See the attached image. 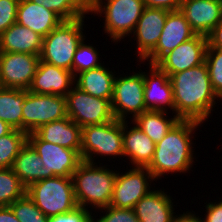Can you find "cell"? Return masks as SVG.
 <instances>
[{
	"instance_id": "e575fe53",
	"label": "cell",
	"mask_w": 222,
	"mask_h": 222,
	"mask_svg": "<svg viewBox=\"0 0 222 222\" xmlns=\"http://www.w3.org/2000/svg\"><path fill=\"white\" fill-rule=\"evenodd\" d=\"M97 211H100L104 215H101V217L99 215L98 218L95 216V213H92L93 222H140L135 214L134 209L116 208L109 205L103 208H99Z\"/></svg>"
},
{
	"instance_id": "6da1fadb",
	"label": "cell",
	"mask_w": 222,
	"mask_h": 222,
	"mask_svg": "<svg viewBox=\"0 0 222 222\" xmlns=\"http://www.w3.org/2000/svg\"><path fill=\"white\" fill-rule=\"evenodd\" d=\"M170 80L173 87L175 115L179 119L205 123L208 117H212L211 113L215 110L213 108L221 99L212 88L205 62L172 74Z\"/></svg>"
},
{
	"instance_id": "e0dca14e",
	"label": "cell",
	"mask_w": 222,
	"mask_h": 222,
	"mask_svg": "<svg viewBox=\"0 0 222 222\" xmlns=\"http://www.w3.org/2000/svg\"><path fill=\"white\" fill-rule=\"evenodd\" d=\"M149 72H143L144 102L146 110L168 112L175 114L173 87L170 77L156 64H147Z\"/></svg>"
},
{
	"instance_id": "d6a6232c",
	"label": "cell",
	"mask_w": 222,
	"mask_h": 222,
	"mask_svg": "<svg viewBox=\"0 0 222 222\" xmlns=\"http://www.w3.org/2000/svg\"><path fill=\"white\" fill-rule=\"evenodd\" d=\"M10 207L20 222L48 221V216L35 205L27 194L12 203Z\"/></svg>"
},
{
	"instance_id": "83f0119b",
	"label": "cell",
	"mask_w": 222,
	"mask_h": 222,
	"mask_svg": "<svg viewBox=\"0 0 222 222\" xmlns=\"http://www.w3.org/2000/svg\"><path fill=\"white\" fill-rule=\"evenodd\" d=\"M166 114H170V112L147 110L138 115L133 122L147 134L154 143H157L165 137L170 129L180 120L176 115L170 118Z\"/></svg>"
},
{
	"instance_id": "52a82bcc",
	"label": "cell",
	"mask_w": 222,
	"mask_h": 222,
	"mask_svg": "<svg viewBox=\"0 0 222 222\" xmlns=\"http://www.w3.org/2000/svg\"><path fill=\"white\" fill-rule=\"evenodd\" d=\"M80 155L82 160L90 163L96 162L94 157L97 155V159L108 156L109 161L117 156L119 160L124 158L122 121L115 119L105 124L82 127Z\"/></svg>"
},
{
	"instance_id": "8fae6325",
	"label": "cell",
	"mask_w": 222,
	"mask_h": 222,
	"mask_svg": "<svg viewBox=\"0 0 222 222\" xmlns=\"http://www.w3.org/2000/svg\"><path fill=\"white\" fill-rule=\"evenodd\" d=\"M68 117L66 97L35 94L27 90L23 103L22 131L35 132L41 125Z\"/></svg>"
},
{
	"instance_id": "44dd1931",
	"label": "cell",
	"mask_w": 222,
	"mask_h": 222,
	"mask_svg": "<svg viewBox=\"0 0 222 222\" xmlns=\"http://www.w3.org/2000/svg\"><path fill=\"white\" fill-rule=\"evenodd\" d=\"M167 193L163 188L152 189L135 204L134 211L140 222H172L175 205Z\"/></svg>"
},
{
	"instance_id": "7bdbcfd3",
	"label": "cell",
	"mask_w": 222,
	"mask_h": 222,
	"mask_svg": "<svg viewBox=\"0 0 222 222\" xmlns=\"http://www.w3.org/2000/svg\"><path fill=\"white\" fill-rule=\"evenodd\" d=\"M12 128L0 119V137L8 134Z\"/></svg>"
},
{
	"instance_id": "74e56055",
	"label": "cell",
	"mask_w": 222,
	"mask_h": 222,
	"mask_svg": "<svg viewBox=\"0 0 222 222\" xmlns=\"http://www.w3.org/2000/svg\"><path fill=\"white\" fill-rule=\"evenodd\" d=\"M216 202H208L205 207V218H202L203 222H222V200H215Z\"/></svg>"
},
{
	"instance_id": "603a6c76",
	"label": "cell",
	"mask_w": 222,
	"mask_h": 222,
	"mask_svg": "<svg viewBox=\"0 0 222 222\" xmlns=\"http://www.w3.org/2000/svg\"><path fill=\"white\" fill-rule=\"evenodd\" d=\"M35 133L46 142L81 151L82 128L69 117L41 125Z\"/></svg>"
},
{
	"instance_id": "d6986e66",
	"label": "cell",
	"mask_w": 222,
	"mask_h": 222,
	"mask_svg": "<svg viewBox=\"0 0 222 222\" xmlns=\"http://www.w3.org/2000/svg\"><path fill=\"white\" fill-rule=\"evenodd\" d=\"M180 11L191 29L207 36L222 19L221 0H183Z\"/></svg>"
},
{
	"instance_id": "277c9868",
	"label": "cell",
	"mask_w": 222,
	"mask_h": 222,
	"mask_svg": "<svg viewBox=\"0 0 222 222\" xmlns=\"http://www.w3.org/2000/svg\"><path fill=\"white\" fill-rule=\"evenodd\" d=\"M144 9V0H91L88 3V15L94 13L102 17L103 14V31L115 44L133 33Z\"/></svg>"
},
{
	"instance_id": "cb8c5ba5",
	"label": "cell",
	"mask_w": 222,
	"mask_h": 222,
	"mask_svg": "<svg viewBox=\"0 0 222 222\" xmlns=\"http://www.w3.org/2000/svg\"><path fill=\"white\" fill-rule=\"evenodd\" d=\"M43 37L28 27L12 24L0 35V52L40 55Z\"/></svg>"
},
{
	"instance_id": "3957f363",
	"label": "cell",
	"mask_w": 222,
	"mask_h": 222,
	"mask_svg": "<svg viewBox=\"0 0 222 222\" xmlns=\"http://www.w3.org/2000/svg\"><path fill=\"white\" fill-rule=\"evenodd\" d=\"M101 164L83 160L71 176L77 206L91 207L95 213L97 209L110 205L117 175V170H110L106 167L109 165Z\"/></svg>"
},
{
	"instance_id": "7402d4cb",
	"label": "cell",
	"mask_w": 222,
	"mask_h": 222,
	"mask_svg": "<svg viewBox=\"0 0 222 222\" xmlns=\"http://www.w3.org/2000/svg\"><path fill=\"white\" fill-rule=\"evenodd\" d=\"M63 20L53 11L30 0H20L16 23L46 37Z\"/></svg>"
},
{
	"instance_id": "ac0fdd59",
	"label": "cell",
	"mask_w": 222,
	"mask_h": 222,
	"mask_svg": "<svg viewBox=\"0 0 222 222\" xmlns=\"http://www.w3.org/2000/svg\"><path fill=\"white\" fill-rule=\"evenodd\" d=\"M74 84L75 77L71 71L40 60L28 91L65 97Z\"/></svg>"
},
{
	"instance_id": "f546056e",
	"label": "cell",
	"mask_w": 222,
	"mask_h": 222,
	"mask_svg": "<svg viewBox=\"0 0 222 222\" xmlns=\"http://www.w3.org/2000/svg\"><path fill=\"white\" fill-rule=\"evenodd\" d=\"M27 135L22 130L12 129L0 137V168H12L20 149L27 142Z\"/></svg>"
},
{
	"instance_id": "f1b7e54d",
	"label": "cell",
	"mask_w": 222,
	"mask_h": 222,
	"mask_svg": "<svg viewBox=\"0 0 222 222\" xmlns=\"http://www.w3.org/2000/svg\"><path fill=\"white\" fill-rule=\"evenodd\" d=\"M56 13L63 21L86 17L88 3L85 0H30Z\"/></svg>"
},
{
	"instance_id": "836d02e7",
	"label": "cell",
	"mask_w": 222,
	"mask_h": 222,
	"mask_svg": "<svg viewBox=\"0 0 222 222\" xmlns=\"http://www.w3.org/2000/svg\"><path fill=\"white\" fill-rule=\"evenodd\" d=\"M205 63L214 92L222 100V50L206 49Z\"/></svg>"
},
{
	"instance_id": "2e32d148",
	"label": "cell",
	"mask_w": 222,
	"mask_h": 222,
	"mask_svg": "<svg viewBox=\"0 0 222 222\" xmlns=\"http://www.w3.org/2000/svg\"><path fill=\"white\" fill-rule=\"evenodd\" d=\"M195 35L180 10L169 11L160 39L155 49L142 61L143 64L146 60L147 64H156L168 52Z\"/></svg>"
},
{
	"instance_id": "d590c367",
	"label": "cell",
	"mask_w": 222,
	"mask_h": 222,
	"mask_svg": "<svg viewBox=\"0 0 222 222\" xmlns=\"http://www.w3.org/2000/svg\"><path fill=\"white\" fill-rule=\"evenodd\" d=\"M20 0H0V35L16 23Z\"/></svg>"
},
{
	"instance_id": "d4e9b609",
	"label": "cell",
	"mask_w": 222,
	"mask_h": 222,
	"mask_svg": "<svg viewBox=\"0 0 222 222\" xmlns=\"http://www.w3.org/2000/svg\"><path fill=\"white\" fill-rule=\"evenodd\" d=\"M116 72L105 65L80 72L75 76V86L97 98L112 100Z\"/></svg>"
},
{
	"instance_id": "b9f144b4",
	"label": "cell",
	"mask_w": 222,
	"mask_h": 222,
	"mask_svg": "<svg viewBox=\"0 0 222 222\" xmlns=\"http://www.w3.org/2000/svg\"><path fill=\"white\" fill-rule=\"evenodd\" d=\"M0 222H20L10 206H0Z\"/></svg>"
},
{
	"instance_id": "7a4b0ae2",
	"label": "cell",
	"mask_w": 222,
	"mask_h": 222,
	"mask_svg": "<svg viewBox=\"0 0 222 222\" xmlns=\"http://www.w3.org/2000/svg\"><path fill=\"white\" fill-rule=\"evenodd\" d=\"M203 123L195 120H179L172 129L156 143L154 156L147 169L153 178L191 171L194 162L192 138ZM199 126V127H198ZM194 132V133H193Z\"/></svg>"
},
{
	"instance_id": "9a60e30c",
	"label": "cell",
	"mask_w": 222,
	"mask_h": 222,
	"mask_svg": "<svg viewBox=\"0 0 222 222\" xmlns=\"http://www.w3.org/2000/svg\"><path fill=\"white\" fill-rule=\"evenodd\" d=\"M168 10L163 8L145 7L141 17L139 18L136 27L131 34L136 41L135 52L138 58L142 61L155 49L160 35L162 33Z\"/></svg>"
},
{
	"instance_id": "8d00e7d4",
	"label": "cell",
	"mask_w": 222,
	"mask_h": 222,
	"mask_svg": "<svg viewBox=\"0 0 222 222\" xmlns=\"http://www.w3.org/2000/svg\"><path fill=\"white\" fill-rule=\"evenodd\" d=\"M92 212L91 209L78 206L71 212L48 216L47 222H93Z\"/></svg>"
},
{
	"instance_id": "f35d334b",
	"label": "cell",
	"mask_w": 222,
	"mask_h": 222,
	"mask_svg": "<svg viewBox=\"0 0 222 222\" xmlns=\"http://www.w3.org/2000/svg\"><path fill=\"white\" fill-rule=\"evenodd\" d=\"M183 0H144L145 7L163 8L168 11L180 10Z\"/></svg>"
},
{
	"instance_id": "484cf974",
	"label": "cell",
	"mask_w": 222,
	"mask_h": 222,
	"mask_svg": "<svg viewBox=\"0 0 222 222\" xmlns=\"http://www.w3.org/2000/svg\"><path fill=\"white\" fill-rule=\"evenodd\" d=\"M12 170L26 188L32 183L42 180L43 162L28 142L20 149Z\"/></svg>"
},
{
	"instance_id": "4316f807",
	"label": "cell",
	"mask_w": 222,
	"mask_h": 222,
	"mask_svg": "<svg viewBox=\"0 0 222 222\" xmlns=\"http://www.w3.org/2000/svg\"><path fill=\"white\" fill-rule=\"evenodd\" d=\"M27 90L0 88V119L12 129L22 130L23 103Z\"/></svg>"
},
{
	"instance_id": "4dcf8cb0",
	"label": "cell",
	"mask_w": 222,
	"mask_h": 222,
	"mask_svg": "<svg viewBox=\"0 0 222 222\" xmlns=\"http://www.w3.org/2000/svg\"><path fill=\"white\" fill-rule=\"evenodd\" d=\"M25 194L26 187L12 168H0V206H10Z\"/></svg>"
},
{
	"instance_id": "8992f818",
	"label": "cell",
	"mask_w": 222,
	"mask_h": 222,
	"mask_svg": "<svg viewBox=\"0 0 222 222\" xmlns=\"http://www.w3.org/2000/svg\"><path fill=\"white\" fill-rule=\"evenodd\" d=\"M26 194L46 216L68 213L78 207L71 177L36 181L26 188Z\"/></svg>"
},
{
	"instance_id": "5bb4252c",
	"label": "cell",
	"mask_w": 222,
	"mask_h": 222,
	"mask_svg": "<svg viewBox=\"0 0 222 222\" xmlns=\"http://www.w3.org/2000/svg\"><path fill=\"white\" fill-rule=\"evenodd\" d=\"M207 37L196 34L164 55L156 65L169 77L205 62Z\"/></svg>"
},
{
	"instance_id": "5b68a950",
	"label": "cell",
	"mask_w": 222,
	"mask_h": 222,
	"mask_svg": "<svg viewBox=\"0 0 222 222\" xmlns=\"http://www.w3.org/2000/svg\"><path fill=\"white\" fill-rule=\"evenodd\" d=\"M85 17L62 21L46 37H43L40 60L72 72L73 57L78 45L86 37ZM84 27V29H83Z\"/></svg>"
},
{
	"instance_id": "9c48e42d",
	"label": "cell",
	"mask_w": 222,
	"mask_h": 222,
	"mask_svg": "<svg viewBox=\"0 0 222 222\" xmlns=\"http://www.w3.org/2000/svg\"><path fill=\"white\" fill-rule=\"evenodd\" d=\"M65 97L68 117L81 128L115 120L108 99L94 97L75 85Z\"/></svg>"
},
{
	"instance_id": "1f68e13d",
	"label": "cell",
	"mask_w": 222,
	"mask_h": 222,
	"mask_svg": "<svg viewBox=\"0 0 222 222\" xmlns=\"http://www.w3.org/2000/svg\"><path fill=\"white\" fill-rule=\"evenodd\" d=\"M86 38H84L78 45L72 62V74L75 77L80 72L95 69L104 64L100 61V55L98 49L90 43L85 44ZM88 44V45H87Z\"/></svg>"
},
{
	"instance_id": "60d3db41",
	"label": "cell",
	"mask_w": 222,
	"mask_h": 222,
	"mask_svg": "<svg viewBox=\"0 0 222 222\" xmlns=\"http://www.w3.org/2000/svg\"><path fill=\"white\" fill-rule=\"evenodd\" d=\"M192 212L187 211L181 215H174L172 222H203L200 216L196 215L194 211Z\"/></svg>"
},
{
	"instance_id": "7c38bea8",
	"label": "cell",
	"mask_w": 222,
	"mask_h": 222,
	"mask_svg": "<svg viewBox=\"0 0 222 222\" xmlns=\"http://www.w3.org/2000/svg\"><path fill=\"white\" fill-rule=\"evenodd\" d=\"M131 167L125 173L117 171L110 206L134 209L135 204L151 191L155 179L147 167Z\"/></svg>"
},
{
	"instance_id": "30bf717a",
	"label": "cell",
	"mask_w": 222,
	"mask_h": 222,
	"mask_svg": "<svg viewBox=\"0 0 222 222\" xmlns=\"http://www.w3.org/2000/svg\"><path fill=\"white\" fill-rule=\"evenodd\" d=\"M27 142L43 162L42 180L54 176L71 177L83 161L76 150L43 141L35 132L28 133Z\"/></svg>"
},
{
	"instance_id": "ab89813d",
	"label": "cell",
	"mask_w": 222,
	"mask_h": 222,
	"mask_svg": "<svg viewBox=\"0 0 222 222\" xmlns=\"http://www.w3.org/2000/svg\"><path fill=\"white\" fill-rule=\"evenodd\" d=\"M206 37L208 45L207 49L222 50V19Z\"/></svg>"
},
{
	"instance_id": "ffe728a7",
	"label": "cell",
	"mask_w": 222,
	"mask_h": 222,
	"mask_svg": "<svg viewBox=\"0 0 222 222\" xmlns=\"http://www.w3.org/2000/svg\"><path fill=\"white\" fill-rule=\"evenodd\" d=\"M122 121L124 157L130 159L129 164L147 167L153 159L156 143L145 134L133 121ZM130 126V128H129Z\"/></svg>"
},
{
	"instance_id": "4fadbf2b",
	"label": "cell",
	"mask_w": 222,
	"mask_h": 222,
	"mask_svg": "<svg viewBox=\"0 0 222 222\" xmlns=\"http://www.w3.org/2000/svg\"><path fill=\"white\" fill-rule=\"evenodd\" d=\"M40 55L0 52V82L3 88L28 90Z\"/></svg>"
},
{
	"instance_id": "ba28073f",
	"label": "cell",
	"mask_w": 222,
	"mask_h": 222,
	"mask_svg": "<svg viewBox=\"0 0 222 222\" xmlns=\"http://www.w3.org/2000/svg\"><path fill=\"white\" fill-rule=\"evenodd\" d=\"M122 75H117L114 80L112 111L117 120L126 121L129 117L128 119L133 121L138 115L147 111L144 102L143 71L139 70L136 73L133 69L131 75Z\"/></svg>"
}]
</instances>
